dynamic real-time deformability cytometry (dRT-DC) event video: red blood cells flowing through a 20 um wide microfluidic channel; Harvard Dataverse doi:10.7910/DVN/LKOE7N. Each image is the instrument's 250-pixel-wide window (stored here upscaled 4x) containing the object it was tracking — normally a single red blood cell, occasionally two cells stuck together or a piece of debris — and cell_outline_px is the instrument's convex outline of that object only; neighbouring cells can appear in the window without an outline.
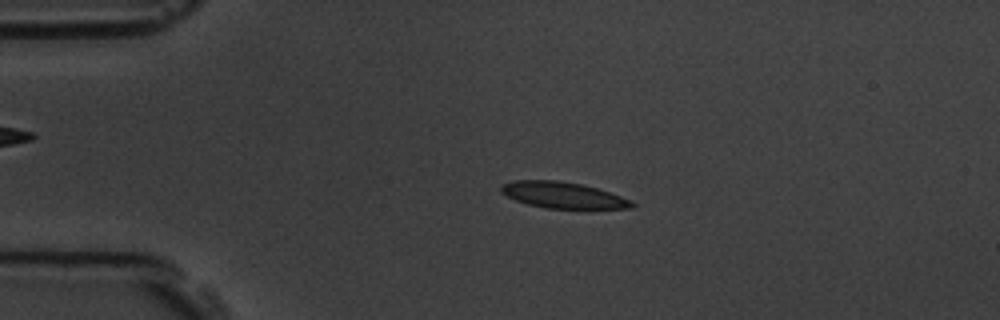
{"species": "common noctule bat (a hibernating species)", "species_latin": "Nyctalus noctula", "temperature_condition": "room temperature", "stored_images_in_passage": 4, "camera_frame_rate_fps": 3000, "um_per_image_px": 0.085, "animal": {"sex": "male", "body_mass_g": 19.5, "forearm_length_mm": 54.6}, "frame": {"image": 1, "passage_image": 3, "time_ms": 2.0, "image_size_px": [1000, 320], "cell_outline_px": [[636, 204], [632, 208], [544, 208], [528, 204], [516, 200], [500, 192], [500, 184], [512, 180], [556, 180], [580, 184], [596, 188], [632, 200]], "centroid_in_image_um": [47.81, 16.58], "position_along_channel_um": 37.2, "area_um2": 19.83}}